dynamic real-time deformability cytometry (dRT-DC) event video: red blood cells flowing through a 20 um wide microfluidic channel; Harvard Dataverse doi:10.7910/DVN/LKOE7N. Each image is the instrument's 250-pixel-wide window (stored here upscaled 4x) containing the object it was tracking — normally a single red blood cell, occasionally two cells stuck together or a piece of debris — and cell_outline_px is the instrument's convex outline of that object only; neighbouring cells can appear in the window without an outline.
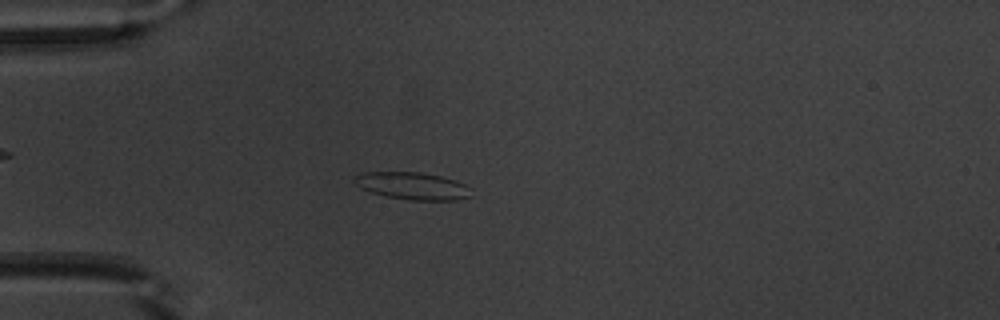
{"species": "common noctule bat (a hibernating species)", "species_latin": "Nyctalus noctula", "temperature_condition": "warm", "stored_images_in_passage": 40, "camera_frame_rate_fps": 3000, "um_per_image_px": 0.085, "animal": {"sex": "male", "body_mass_g": 20.1, "forearm_length_mm": 53.5}, "frame": {"image": 1, "passage_image": 3, "time_ms": 0.667, "image_size_px": [1000, 320], "cell_outline_px": [[472, 196], [456, 200], [408, 200], [388, 196], [372, 192], [360, 188], [352, 180], [352, 176], [364, 172], [420, 172], [440, 176], [456, 180], [472, 188]], "centroid_in_image_um": [35.07, 15.8], "position_along_channel_um": 49.9, "area_um2": 18.73}}
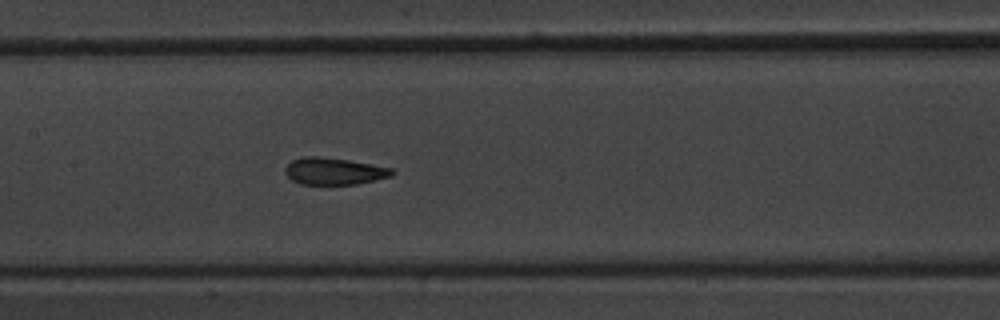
{"frame": {"image": 2, "passage_image": 14, "time_ms": 4.333, "image_size_px": [1000, 320], "cell_outline_px": [[396, 172], [392, 176], [376, 180], [356, 184], [300, 184], [292, 180], [284, 172], [284, 168], [292, 160], [304, 156], [320, 156], [348, 160], [392, 168]], "centroid_in_image_um": [28.39, 14.55], "position_along_channel_um": 179.0, "area_um2": 16.82}}
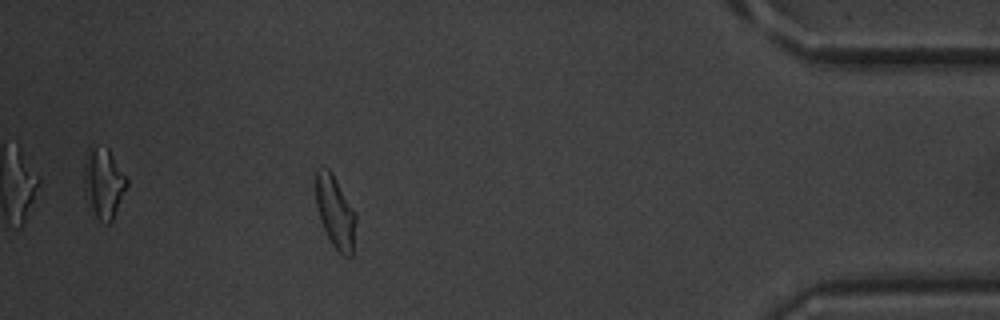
{"frame": {"image": 3, "passage_image": 35, "time_ms": 11.333, "image_size_px": [1000, 320], "cell_outline_px": [[356, 220], [352, 256], [344, 256], [332, 244], [320, 220], [316, 204], [316, 168], [328, 168], [332, 172], [356, 212]], "centroid_in_image_um": [28.51, 17.99], "position_along_channel_um": 406.7, "area_um2": 16.82}, "authors_computed_cell_mechanics": {"area_um2": 16.9932, "velocity_mm_per_s": 3.9092, "shape_relaxation_time_tau1_ms": 5.1646, "shape_relaxation_time_tau2_ms": 1.3935, "deformation_change_tau1": 0.1553, "deformation_change_tau2": 0.0929}}